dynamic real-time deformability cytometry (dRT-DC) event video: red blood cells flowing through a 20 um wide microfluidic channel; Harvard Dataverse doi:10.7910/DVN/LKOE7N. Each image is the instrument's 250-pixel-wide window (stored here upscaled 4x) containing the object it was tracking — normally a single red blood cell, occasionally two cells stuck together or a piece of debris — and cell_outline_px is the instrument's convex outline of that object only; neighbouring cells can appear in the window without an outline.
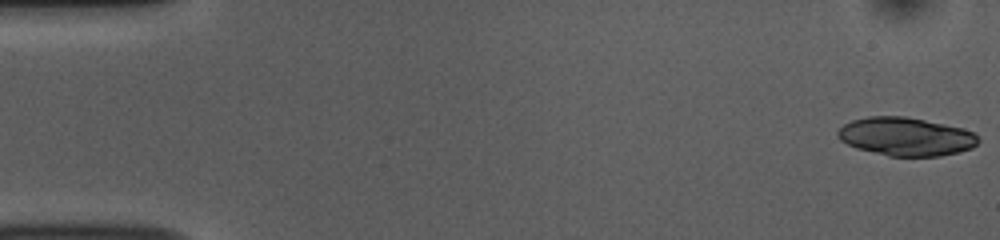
{"species": "common noctule bat (a hibernating species)", "species_latin": "Nyctalus noctula", "temperature_condition": "room temperature", "stored_images_in_passage": 52, "segment_of_instrument_passage": [1, 2], "camera_frame_rate_fps": 3000, "um_per_image_px": 0.085, "animal": {"sex": "female", "body_mass_g": 10.0, "forearm_length_mm": 53.1}, "frame": {"image": 1, "passage_image": 1, "time_ms": 0.0, "image_size_px": [1000, 240], "cell_outline_px": [[980, 140], [972, 148], [940, 156], [888, 156], [856, 148], [840, 140], [836, 132], [844, 124], [852, 120], [868, 116], [904, 116], [964, 128], [972, 132]], "centroid_in_image_um": [76.98, 11.61], "position_along_channel_um": 8.0, "area_um2": 31.27}}